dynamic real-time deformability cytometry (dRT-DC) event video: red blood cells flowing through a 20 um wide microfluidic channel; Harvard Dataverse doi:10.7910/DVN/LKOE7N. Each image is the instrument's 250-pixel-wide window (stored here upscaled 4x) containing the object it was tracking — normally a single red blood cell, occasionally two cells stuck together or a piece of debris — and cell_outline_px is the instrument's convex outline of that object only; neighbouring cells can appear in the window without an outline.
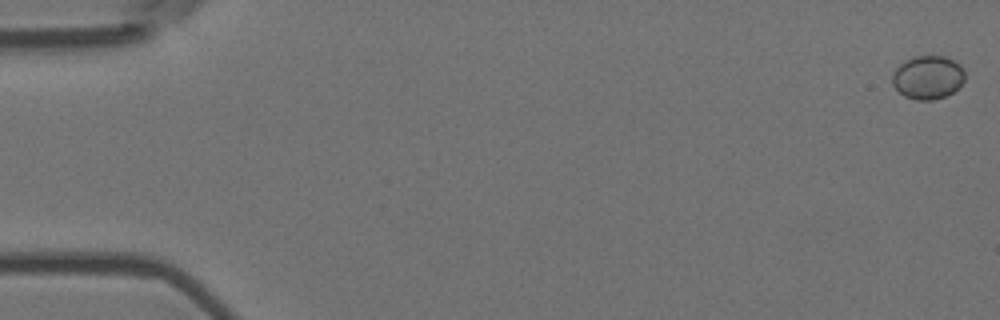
{"species": "Egyptian fruit bat (a non-hibernating species)", "species_latin": "Rousettus aegyptiacus", "temperature_condition": "room temperature", "stored_images_in_passage": 13, "camera_frame_rate_fps": 3000, "um_per_image_px": 0.085, "animal": {"sex": "female"}, "frame": {"image": 1, "passage_image": 1, "time_ms": 0.0, "image_size_px": [1000, 320], "cell_outline_px": [[964, 80], [952, 92], [944, 96], [932, 100], [916, 100], [904, 96], [892, 84], [892, 76], [896, 68], [904, 60], [912, 56], [944, 56], [960, 64], [964, 72]], "centroid_in_image_um": [78.84, 6.56], "position_along_channel_um": 6.2, "area_um2": 18.26}}